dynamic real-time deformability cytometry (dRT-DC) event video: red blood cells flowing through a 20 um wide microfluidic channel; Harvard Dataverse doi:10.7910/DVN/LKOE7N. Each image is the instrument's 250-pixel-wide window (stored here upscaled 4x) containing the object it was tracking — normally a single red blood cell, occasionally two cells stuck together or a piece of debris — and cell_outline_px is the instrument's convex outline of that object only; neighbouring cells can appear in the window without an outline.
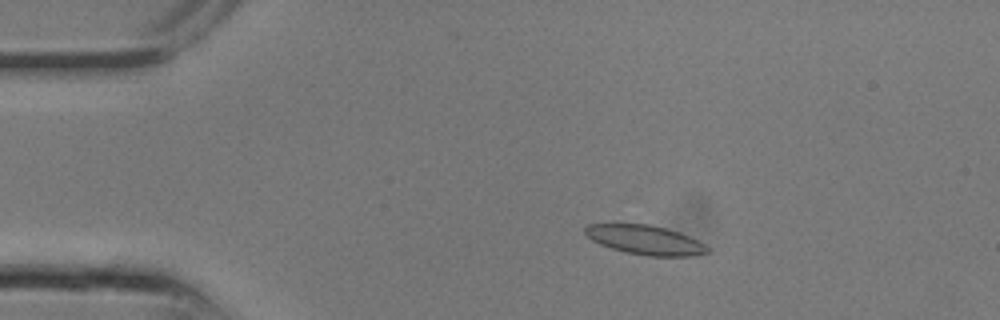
{"species": "common noctule bat (a hibernating species)", "species_latin": "Nyctalus noctula", "temperature_condition": "room temperature", "stored_images_in_passage": 11, "camera_frame_rate_fps": 3000, "um_per_image_px": 0.085, "animal": {"sex": "male", "body_mass_g": 13.3}, "frame": {"image": 1, "passage_image": 5, "time_ms": 1.333, "image_size_px": [1000, 320], "cell_outline_px": [[712, 252], [692, 256], [648, 256], [628, 252], [612, 248], [600, 244], [592, 240], [584, 232], [584, 228], [588, 224], [612, 220], [616, 220], [648, 224], [680, 232], [704, 244]], "centroid_in_image_um": [54.75, 20.33], "position_along_channel_um": 30.2, "area_um2": 21.62}}
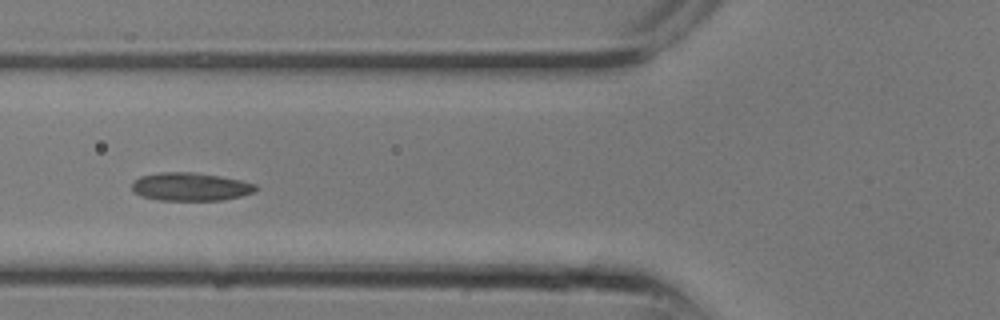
{"frame": {"image": 2, "passage_image": 10, "time_ms": 3.0, "image_size_px": [1000, 320], "cell_outline_px": [[260, 188], [256, 192], [224, 200], [156, 200], [140, 196], [132, 192], [132, 180], [140, 176], [160, 172], [196, 172], [220, 176], [240, 180], [256, 184]], "centroid_in_image_um": [16.18, 15.87], "position_along_channel_um": 109.6, "area_um2": 20.69}}